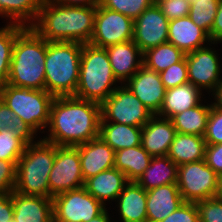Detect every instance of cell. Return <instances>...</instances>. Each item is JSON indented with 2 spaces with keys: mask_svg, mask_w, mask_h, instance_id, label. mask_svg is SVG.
Masks as SVG:
<instances>
[{
  "mask_svg": "<svg viewBox=\"0 0 222 222\" xmlns=\"http://www.w3.org/2000/svg\"><path fill=\"white\" fill-rule=\"evenodd\" d=\"M101 104L74 96H58L52 101L47 136L56 146H78L99 137Z\"/></svg>",
  "mask_w": 222,
  "mask_h": 222,
  "instance_id": "6da1fadb",
  "label": "cell"
},
{
  "mask_svg": "<svg viewBox=\"0 0 222 222\" xmlns=\"http://www.w3.org/2000/svg\"><path fill=\"white\" fill-rule=\"evenodd\" d=\"M96 6L76 7L44 0L30 26L48 42H90L94 32Z\"/></svg>",
  "mask_w": 222,
  "mask_h": 222,
  "instance_id": "7a4b0ae2",
  "label": "cell"
},
{
  "mask_svg": "<svg viewBox=\"0 0 222 222\" xmlns=\"http://www.w3.org/2000/svg\"><path fill=\"white\" fill-rule=\"evenodd\" d=\"M45 59L46 40L25 27L16 36L7 84L45 90Z\"/></svg>",
  "mask_w": 222,
  "mask_h": 222,
  "instance_id": "3957f363",
  "label": "cell"
},
{
  "mask_svg": "<svg viewBox=\"0 0 222 222\" xmlns=\"http://www.w3.org/2000/svg\"><path fill=\"white\" fill-rule=\"evenodd\" d=\"M82 43L46 41L45 90L54 97L74 96L79 81Z\"/></svg>",
  "mask_w": 222,
  "mask_h": 222,
  "instance_id": "277c9868",
  "label": "cell"
},
{
  "mask_svg": "<svg viewBox=\"0 0 222 222\" xmlns=\"http://www.w3.org/2000/svg\"><path fill=\"white\" fill-rule=\"evenodd\" d=\"M117 83L120 84L113 74L106 48L83 44L74 97L102 104L119 86Z\"/></svg>",
  "mask_w": 222,
  "mask_h": 222,
  "instance_id": "5b68a950",
  "label": "cell"
},
{
  "mask_svg": "<svg viewBox=\"0 0 222 222\" xmlns=\"http://www.w3.org/2000/svg\"><path fill=\"white\" fill-rule=\"evenodd\" d=\"M55 160V144L42 138L25 147L16 164L14 191L23 195L50 197L49 174Z\"/></svg>",
  "mask_w": 222,
  "mask_h": 222,
  "instance_id": "8992f818",
  "label": "cell"
},
{
  "mask_svg": "<svg viewBox=\"0 0 222 222\" xmlns=\"http://www.w3.org/2000/svg\"><path fill=\"white\" fill-rule=\"evenodd\" d=\"M54 98L46 90L14 87L7 83L0 87V99L36 133L46 131Z\"/></svg>",
  "mask_w": 222,
  "mask_h": 222,
  "instance_id": "52a82bcc",
  "label": "cell"
},
{
  "mask_svg": "<svg viewBox=\"0 0 222 222\" xmlns=\"http://www.w3.org/2000/svg\"><path fill=\"white\" fill-rule=\"evenodd\" d=\"M153 115L125 84H120L101 104V122L143 127Z\"/></svg>",
  "mask_w": 222,
  "mask_h": 222,
  "instance_id": "ba28073f",
  "label": "cell"
},
{
  "mask_svg": "<svg viewBox=\"0 0 222 222\" xmlns=\"http://www.w3.org/2000/svg\"><path fill=\"white\" fill-rule=\"evenodd\" d=\"M219 176L205 160L178 166L177 186L185 202L196 203L216 197Z\"/></svg>",
  "mask_w": 222,
  "mask_h": 222,
  "instance_id": "9c48e42d",
  "label": "cell"
},
{
  "mask_svg": "<svg viewBox=\"0 0 222 222\" xmlns=\"http://www.w3.org/2000/svg\"><path fill=\"white\" fill-rule=\"evenodd\" d=\"M52 199L54 222H88L106 209L84 186Z\"/></svg>",
  "mask_w": 222,
  "mask_h": 222,
  "instance_id": "30bf717a",
  "label": "cell"
},
{
  "mask_svg": "<svg viewBox=\"0 0 222 222\" xmlns=\"http://www.w3.org/2000/svg\"><path fill=\"white\" fill-rule=\"evenodd\" d=\"M84 185L78 149L55 145V160L49 174L50 198Z\"/></svg>",
  "mask_w": 222,
  "mask_h": 222,
  "instance_id": "8fae6325",
  "label": "cell"
},
{
  "mask_svg": "<svg viewBox=\"0 0 222 222\" xmlns=\"http://www.w3.org/2000/svg\"><path fill=\"white\" fill-rule=\"evenodd\" d=\"M134 20L119 12L96 6L94 32L90 44L100 48L133 40Z\"/></svg>",
  "mask_w": 222,
  "mask_h": 222,
  "instance_id": "7c38bea8",
  "label": "cell"
},
{
  "mask_svg": "<svg viewBox=\"0 0 222 222\" xmlns=\"http://www.w3.org/2000/svg\"><path fill=\"white\" fill-rule=\"evenodd\" d=\"M213 44L217 45V43L209 42L208 46L198 48L185 55L188 81L201 91L206 90L209 94L222 80L220 75L222 74V64H220V57L215 48H211Z\"/></svg>",
  "mask_w": 222,
  "mask_h": 222,
  "instance_id": "4fadbf2b",
  "label": "cell"
},
{
  "mask_svg": "<svg viewBox=\"0 0 222 222\" xmlns=\"http://www.w3.org/2000/svg\"><path fill=\"white\" fill-rule=\"evenodd\" d=\"M169 20L154 2L134 20L133 41L144 53L168 42Z\"/></svg>",
  "mask_w": 222,
  "mask_h": 222,
  "instance_id": "5bb4252c",
  "label": "cell"
},
{
  "mask_svg": "<svg viewBox=\"0 0 222 222\" xmlns=\"http://www.w3.org/2000/svg\"><path fill=\"white\" fill-rule=\"evenodd\" d=\"M125 85L154 115L159 113L166 93L159 73L143 65Z\"/></svg>",
  "mask_w": 222,
  "mask_h": 222,
  "instance_id": "9a60e30c",
  "label": "cell"
},
{
  "mask_svg": "<svg viewBox=\"0 0 222 222\" xmlns=\"http://www.w3.org/2000/svg\"><path fill=\"white\" fill-rule=\"evenodd\" d=\"M75 147L79 151L84 181L114 167L115 151L100 137Z\"/></svg>",
  "mask_w": 222,
  "mask_h": 222,
  "instance_id": "2e32d148",
  "label": "cell"
},
{
  "mask_svg": "<svg viewBox=\"0 0 222 222\" xmlns=\"http://www.w3.org/2000/svg\"><path fill=\"white\" fill-rule=\"evenodd\" d=\"M176 133L169 118L153 115L142 127L141 146L152 157L167 156Z\"/></svg>",
  "mask_w": 222,
  "mask_h": 222,
  "instance_id": "e0dca14e",
  "label": "cell"
},
{
  "mask_svg": "<svg viewBox=\"0 0 222 222\" xmlns=\"http://www.w3.org/2000/svg\"><path fill=\"white\" fill-rule=\"evenodd\" d=\"M106 50L113 74L121 84L143 66V53L133 40L108 46Z\"/></svg>",
  "mask_w": 222,
  "mask_h": 222,
  "instance_id": "ac0fdd59",
  "label": "cell"
},
{
  "mask_svg": "<svg viewBox=\"0 0 222 222\" xmlns=\"http://www.w3.org/2000/svg\"><path fill=\"white\" fill-rule=\"evenodd\" d=\"M13 222H54L53 199L11 192Z\"/></svg>",
  "mask_w": 222,
  "mask_h": 222,
  "instance_id": "d6986e66",
  "label": "cell"
},
{
  "mask_svg": "<svg viewBox=\"0 0 222 222\" xmlns=\"http://www.w3.org/2000/svg\"><path fill=\"white\" fill-rule=\"evenodd\" d=\"M146 193L147 222H159L165 219L185 202L177 183L155 187Z\"/></svg>",
  "mask_w": 222,
  "mask_h": 222,
  "instance_id": "ffe728a7",
  "label": "cell"
},
{
  "mask_svg": "<svg viewBox=\"0 0 222 222\" xmlns=\"http://www.w3.org/2000/svg\"><path fill=\"white\" fill-rule=\"evenodd\" d=\"M168 42L186 54L211 41L209 35L187 16L169 21Z\"/></svg>",
  "mask_w": 222,
  "mask_h": 222,
  "instance_id": "44dd1931",
  "label": "cell"
},
{
  "mask_svg": "<svg viewBox=\"0 0 222 222\" xmlns=\"http://www.w3.org/2000/svg\"><path fill=\"white\" fill-rule=\"evenodd\" d=\"M128 183L126 175L113 167L87 179L84 187L105 206L106 201L116 202L117 197Z\"/></svg>",
  "mask_w": 222,
  "mask_h": 222,
  "instance_id": "7402d4cb",
  "label": "cell"
},
{
  "mask_svg": "<svg viewBox=\"0 0 222 222\" xmlns=\"http://www.w3.org/2000/svg\"><path fill=\"white\" fill-rule=\"evenodd\" d=\"M116 201L122 222H147V193L137 182H129Z\"/></svg>",
  "mask_w": 222,
  "mask_h": 222,
  "instance_id": "603a6c76",
  "label": "cell"
},
{
  "mask_svg": "<svg viewBox=\"0 0 222 222\" xmlns=\"http://www.w3.org/2000/svg\"><path fill=\"white\" fill-rule=\"evenodd\" d=\"M202 93L203 91L190 82L166 89L161 109L157 115L171 119L174 115L200 104L202 96H204Z\"/></svg>",
  "mask_w": 222,
  "mask_h": 222,
  "instance_id": "cb8c5ba5",
  "label": "cell"
},
{
  "mask_svg": "<svg viewBox=\"0 0 222 222\" xmlns=\"http://www.w3.org/2000/svg\"><path fill=\"white\" fill-rule=\"evenodd\" d=\"M206 142L204 137L176 133L167 156L178 166L205 159Z\"/></svg>",
  "mask_w": 222,
  "mask_h": 222,
  "instance_id": "d4e9b609",
  "label": "cell"
},
{
  "mask_svg": "<svg viewBox=\"0 0 222 222\" xmlns=\"http://www.w3.org/2000/svg\"><path fill=\"white\" fill-rule=\"evenodd\" d=\"M152 158L141 145L124 148L115 152L114 167L124 173L129 182H136Z\"/></svg>",
  "mask_w": 222,
  "mask_h": 222,
  "instance_id": "484cf974",
  "label": "cell"
},
{
  "mask_svg": "<svg viewBox=\"0 0 222 222\" xmlns=\"http://www.w3.org/2000/svg\"><path fill=\"white\" fill-rule=\"evenodd\" d=\"M141 133L142 127L114 122H100L99 137L115 152L141 145Z\"/></svg>",
  "mask_w": 222,
  "mask_h": 222,
  "instance_id": "4316f807",
  "label": "cell"
},
{
  "mask_svg": "<svg viewBox=\"0 0 222 222\" xmlns=\"http://www.w3.org/2000/svg\"><path fill=\"white\" fill-rule=\"evenodd\" d=\"M178 165L168 156L153 157L149 167L136 181L146 191L165 184L177 183Z\"/></svg>",
  "mask_w": 222,
  "mask_h": 222,
  "instance_id": "83f0119b",
  "label": "cell"
},
{
  "mask_svg": "<svg viewBox=\"0 0 222 222\" xmlns=\"http://www.w3.org/2000/svg\"><path fill=\"white\" fill-rule=\"evenodd\" d=\"M44 0H0V17L9 23L30 27L36 20Z\"/></svg>",
  "mask_w": 222,
  "mask_h": 222,
  "instance_id": "f1b7e54d",
  "label": "cell"
},
{
  "mask_svg": "<svg viewBox=\"0 0 222 222\" xmlns=\"http://www.w3.org/2000/svg\"><path fill=\"white\" fill-rule=\"evenodd\" d=\"M211 104H198L191 109L174 115L170 120L177 133L191 134L204 137Z\"/></svg>",
  "mask_w": 222,
  "mask_h": 222,
  "instance_id": "f546056e",
  "label": "cell"
},
{
  "mask_svg": "<svg viewBox=\"0 0 222 222\" xmlns=\"http://www.w3.org/2000/svg\"><path fill=\"white\" fill-rule=\"evenodd\" d=\"M185 55L172 43L166 42L144 52L143 65L149 70L161 73L171 65L182 61Z\"/></svg>",
  "mask_w": 222,
  "mask_h": 222,
  "instance_id": "4dcf8cb0",
  "label": "cell"
},
{
  "mask_svg": "<svg viewBox=\"0 0 222 222\" xmlns=\"http://www.w3.org/2000/svg\"><path fill=\"white\" fill-rule=\"evenodd\" d=\"M24 28L23 25L9 22L0 28V87L7 83L16 36Z\"/></svg>",
  "mask_w": 222,
  "mask_h": 222,
  "instance_id": "1f68e13d",
  "label": "cell"
},
{
  "mask_svg": "<svg viewBox=\"0 0 222 222\" xmlns=\"http://www.w3.org/2000/svg\"><path fill=\"white\" fill-rule=\"evenodd\" d=\"M8 129L26 146L36 142V132L0 99V131ZM35 140V141H34Z\"/></svg>",
  "mask_w": 222,
  "mask_h": 222,
  "instance_id": "d6a6232c",
  "label": "cell"
},
{
  "mask_svg": "<svg viewBox=\"0 0 222 222\" xmlns=\"http://www.w3.org/2000/svg\"><path fill=\"white\" fill-rule=\"evenodd\" d=\"M219 0H192L189 18L209 36L214 24Z\"/></svg>",
  "mask_w": 222,
  "mask_h": 222,
  "instance_id": "836d02e7",
  "label": "cell"
},
{
  "mask_svg": "<svg viewBox=\"0 0 222 222\" xmlns=\"http://www.w3.org/2000/svg\"><path fill=\"white\" fill-rule=\"evenodd\" d=\"M154 2L155 0H99L104 8L119 12L133 20Z\"/></svg>",
  "mask_w": 222,
  "mask_h": 222,
  "instance_id": "e575fe53",
  "label": "cell"
},
{
  "mask_svg": "<svg viewBox=\"0 0 222 222\" xmlns=\"http://www.w3.org/2000/svg\"><path fill=\"white\" fill-rule=\"evenodd\" d=\"M26 145L12 131H0V160L18 161Z\"/></svg>",
  "mask_w": 222,
  "mask_h": 222,
  "instance_id": "d590c367",
  "label": "cell"
},
{
  "mask_svg": "<svg viewBox=\"0 0 222 222\" xmlns=\"http://www.w3.org/2000/svg\"><path fill=\"white\" fill-rule=\"evenodd\" d=\"M161 81L166 89L185 84L188 81L186 58L175 63L159 73Z\"/></svg>",
  "mask_w": 222,
  "mask_h": 222,
  "instance_id": "8d00e7d4",
  "label": "cell"
},
{
  "mask_svg": "<svg viewBox=\"0 0 222 222\" xmlns=\"http://www.w3.org/2000/svg\"><path fill=\"white\" fill-rule=\"evenodd\" d=\"M195 204L200 222H222V200L212 197Z\"/></svg>",
  "mask_w": 222,
  "mask_h": 222,
  "instance_id": "74e56055",
  "label": "cell"
},
{
  "mask_svg": "<svg viewBox=\"0 0 222 222\" xmlns=\"http://www.w3.org/2000/svg\"><path fill=\"white\" fill-rule=\"evenodd\" d=\"M204 140L206 145L222 143V110L211 106Z\"/></svg>",
  "mask_w": 222,
  "mask_h": 222,
  "instance_id": "f35d334b",
  "label": "cell"
},
{
  "mask_svg": "<svg viewBox=\"0 0 222 222\" xmlns=\"http://www.w3.org/2000/svg\"><path fill=\"white\" fill-rule=\"evenodd\" d=\"M169 21L187 17L190 11L189 0H155Z\"/></svg>",
  "mask_w": 222,
  "mask_h": 222,
  "instance_id": "ab89813d",
  "label": "cell"
},
{
  "mask_svg": "<svg viewBox=\"0 0 222 222\" xmlns=\"http://www.w3.org/2000/svg\"><path fill=\"white\" fill-rule=\"evenodd\" d=\"M17 162L0 160V195L11 193L14 190Z\"/></svg>",
  "mask_w": 222,
  "mask_h": 222,
  "instance_id": "60d3db41",
  "label": "cell"
},
{
  "mask_svg": "<svg viewBox=\"0 0 222 222\" xmlns=\"http://www.w3.org/2000/svg\"><path fill=\"white\" fill-rule=\"evenodd\" d=\"M159 222H200L195 203L184 202L177 210Z\"/></svg>",
  "mask_w": 222,
  "mask_h": 222,
  "instance_id": "b9f144b4",
  "label": "cell"
},
{
  "mask_svg": "<svg viewBox=\"0 0 222 222\" xmlns=\"http://www.w3.org/2000/svg\"><path fill=\"white\" fill-rule=\"evenodd\" d=\"M204 160L218 176L222 175V143L206 145Z\"/></svg>",
  "mask_w": 222,
  "mask_h": 222,
  "instance_id": "7bdbcfd3",
  "label": "cell"
},
{
  "mask_svg": "<svg viewBox=\"0 0 222 222\" xmlns=\"http://www.w3.org/2000/svg\"><path fill=\"white\" fill-rule=\"evenodd\" d=\"M13 202L11 193L0 195V222H13Z\"/></svg>",
  "mask_w": 222,
  "mask_h": 222,
  "instance_id": "ee69618b",
  "label": "cell"
},
{
  "mask_svg": "<svg viewBox=\"0 0 222 222\" xmlns=\"http://www.w3.org/2000/svg\"><path fill=\"white\" fill-rule=\"evenodd\" d=\"M209 38L212 43H222V0H219L217 13Z\"/></svg>",
  "mask_w": 222,
  "mask_h": 222,
  "instance_id": "f6af8a7d",
  "label": "cell"
},
{
  "mask_svg": "<svg viewBox=\"0 0 222 222\" xmlns=\"http://www.w3.org/2000/svg\"><path fill=\"white\" fill-rule=\"evenodd\" d=\"M60 5L86 7V6H97L99 0H50Z\"/></svg>",
  "mask_w": 222,
  "mask_h": 222,
  "instance_id": "bcb514c9",
  "label": "cell"
},
{
  "mask_svg": "<svg viewBox=\"0 0 222 222\" xmlns=\"http://www.w3.org/2000/svg\"><path fill=\"white\" fill-rule=\"evenodd\" d=\"M212 97L214 96L215 102H211V106L219 110H222V80L217 87L212 91Z\"/></svg>",
  "mask_w": 222,
  "mask_h": 222,
  "instance_id": "7dc6e473",
  "label": "cell"
},
{
  "mask_svg": "<svg viewBox=\"0 0 222 222\" xmlns=\"http://www.w3.org/2000/svg\"><path fill=\"white\" fill-rule=\"evenodd\" d=\"M111 217L109 216L107 208L98 216L93 218L88 222H111Z\"/></svg>",
  "mask_w": 222,
  "mask_h": 222,
  "instance_id": "c3c4849f",
  "label": "cell"
},
{
  "mask_svg": "<svg viewBox=\"0 0 222 222\" xmlns=\"http://www.w3.org/2000/svg\"><path fill=\"white\" fill-rule=\"evenodd\" d=\"M216 197L218 199L222 200V175H220L219 178H218Z\"/></svg>",
  "mask_w": 222,
  "mask_h": 222,
  "instance_id": "681fc988",
  "label": "cell"
}]
</instances>
